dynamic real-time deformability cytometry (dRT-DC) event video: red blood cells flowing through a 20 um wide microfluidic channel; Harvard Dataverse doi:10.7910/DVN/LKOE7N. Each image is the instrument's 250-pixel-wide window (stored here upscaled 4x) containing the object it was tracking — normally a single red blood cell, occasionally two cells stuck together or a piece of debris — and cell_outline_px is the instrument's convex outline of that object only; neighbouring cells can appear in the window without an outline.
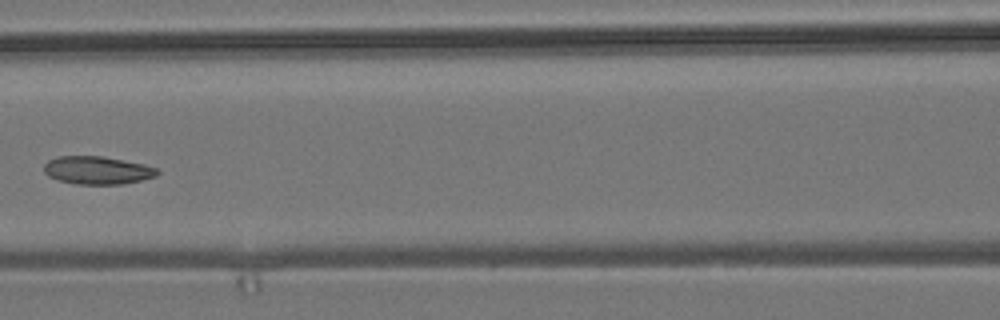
{"species": "common noctule bat (a hibernating species)", "species_latin": "Nyctalus noctula", "temperature_condition": "room temperature", "stored_images_in_passage": 10, "camera_frame_rate_fps": 3000, "um_per_image_px": 0.085, "animal": {"sex": "male", "body_mass_g": 19.2, "forearm_length_mm": 51.8}, "frame": {"image": 1, "passage_image": 6, "time_ms": 1.667, "image_size_px": [1000, 320], "cell_outline_px": [[160, 172], [156, 176], [124, 184], [76, 184], [56, 180], [48, 176], [44, 172], [44, 164], [48, 160], [56, 156], [104, 156], [144, 164], [156, 168]], "centroid_in_image_um": [8.24, 14.47], "position_along_channel_um": 158.4, "area_um2": 18.61}}
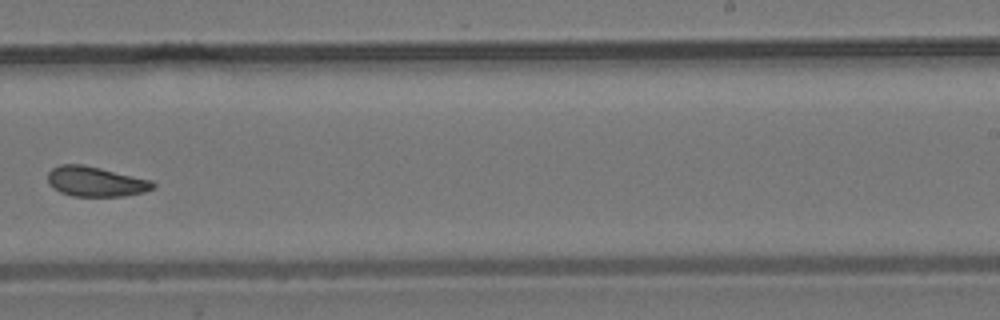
{"frame": {"image": 2, "passage_image": 9, "time_ms": 2.667, "image_size_px": [1000, 320], "cell_outline_px": [[156, 188], [144, 192], [124, 196], [72, 196], [60, 192], [52, 188], [48, 184], [48, 172], [52, 168], [60, 164], [84, 164], [152, 180], [156, 184]], "centroid_in_image_um": [8.13, 15.43], "position_along_channel_um": 280.9, "area_um2": 18.61}}
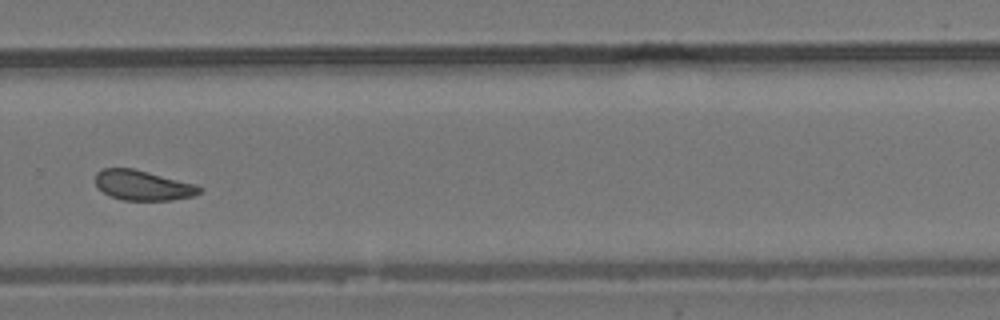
{"frame": {"image": 3, "passage_image": 10, "time_ms": 3.0, "image_size_px": [1000, 320], "cell_outline_px": [[204, 188], [200, 192], [192, 196], [172, 200], [124, 200], [112, 196], [104, 192], [96, 184], [96, 172], [104, 168], [132, 168], [196, 184]], "centroid_in_image_um": [12.17, 15.75], "position_along_channel_um": 317.6, "area_um2": 17.98}}